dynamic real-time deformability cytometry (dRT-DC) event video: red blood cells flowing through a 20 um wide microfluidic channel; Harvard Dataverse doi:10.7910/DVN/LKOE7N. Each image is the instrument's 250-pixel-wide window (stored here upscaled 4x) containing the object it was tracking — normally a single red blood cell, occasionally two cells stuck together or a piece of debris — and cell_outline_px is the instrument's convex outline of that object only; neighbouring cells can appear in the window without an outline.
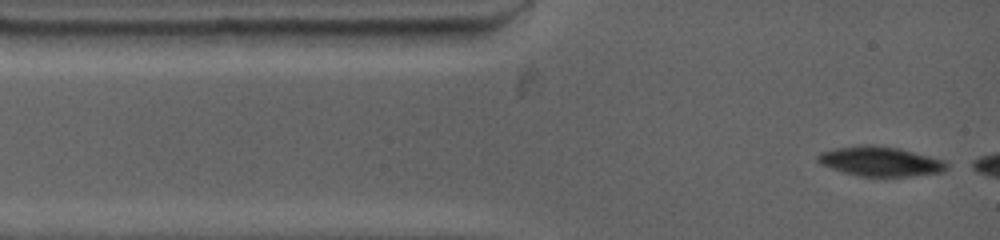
{"species": "common noctule bat (a hibernating species)", "species_latin": "Nyctalus noctula", "temperature_condition": "warm", "stored_images_in_passage": 3, "camera_frame_rate_fps": 4500, "um_per_image_px": 0.085, "animal": {"sex": "female", "body_mass_g": 19.0, "forearm_length_mm": 53.3}, "frame": {"image": 1, "passage_image": 1, "time_ms": 0.0, "image_size_px": [1000, 240], "cell_outline_px": [[948, 168], [944, 172], [912, 176], [860, 176], [844, 172], [820, 164], [816, 160], [816, 156], [820, 152], [836, 148], [864, 144], [900, 148], [944, 160], [948, 164]], "centroid_in_image_um": [74.83, 13.72], "position_along_channel_um": 10.2, "area_um2": 22.25}}